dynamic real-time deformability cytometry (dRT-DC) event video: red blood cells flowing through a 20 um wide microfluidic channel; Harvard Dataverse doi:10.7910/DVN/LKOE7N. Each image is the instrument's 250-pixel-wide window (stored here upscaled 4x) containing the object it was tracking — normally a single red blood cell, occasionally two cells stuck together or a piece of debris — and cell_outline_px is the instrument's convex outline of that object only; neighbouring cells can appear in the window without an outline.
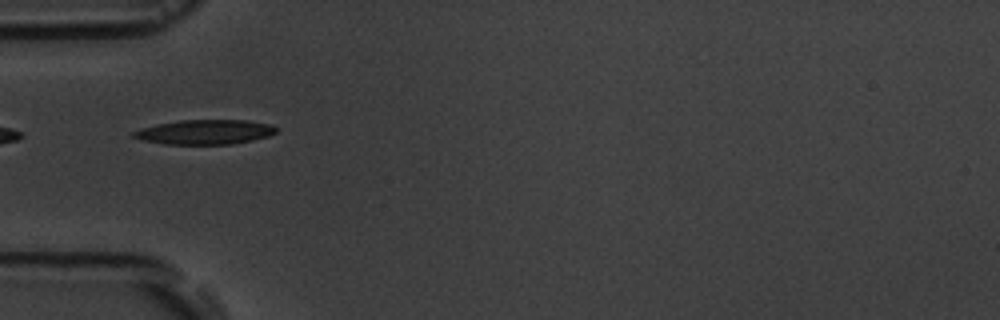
{"species": "common noctule bat (a hibernating species)", "species_latin": "Nyctalus noctula", "temperature_condition": "room temperature", "stored_images_in_passage": 14, "camera_frame_rate_fps": 3000, "um_per_image_px": 0.085, "animal": {"sex": "male", "body_mass_g": 19.5, "forearm_length_mm": 54.6}, "frame": {"image": 1, "passage_image": 3, "time_ms": 2.333, "image_size_px": [1000, 320], "cell_outline_px": [[276, 132], [268, 136], [252, 140], [232, 144], [164, 144], [144, 140], [132, 136], [132, 132], [156, 124], [180, 120], [244, 120], [272, 124], [276, 128]], "centroid_in_image_um": [17.44, 11.22], "position_along_channel_um": 67.6, "area_um2": 20.29}}
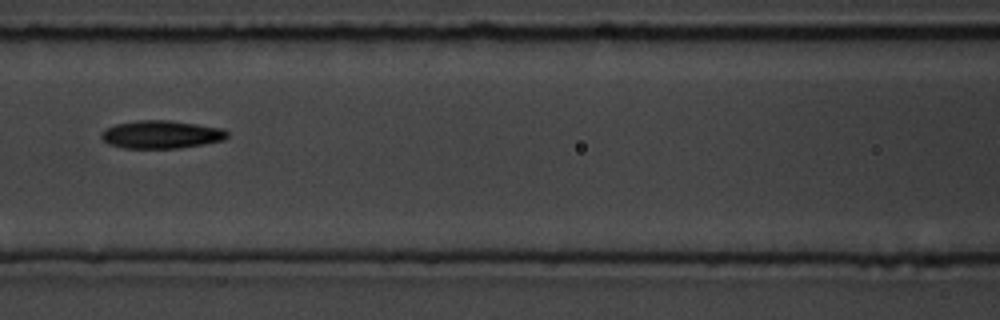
{"frame": {"image": 2, "passage_image": 5, "time_ms": 4.667, "image_size_px": [1000, 320], "cell_outline_px": [[228, 136], [224, 140], [204, 144], [180, 148], [124, 148], [108, 144], [100, 136], [108, 128], [116, 124], [140, 120], [168, 120], [224, 128], [228, 132]], "centroid_in_image_um": [13.75, 11.43], "position_along_channel_um": 152.8, "area_um2": 20.4}}
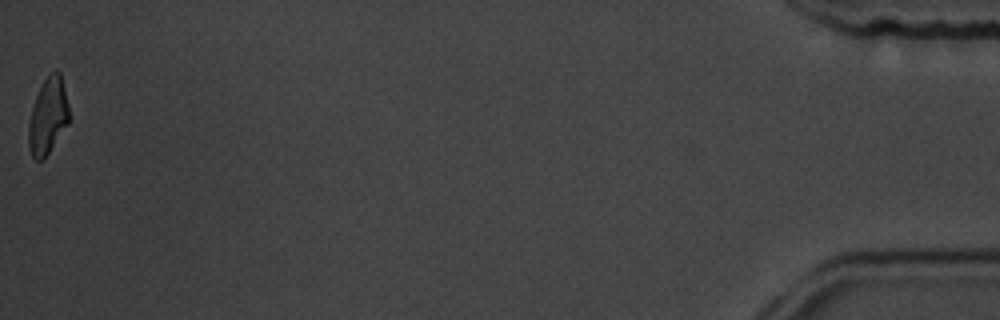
{"frame": {"image": 3, "passage_image": 14, "time_ms": 15.0, "image_size_px": [1000, 320], "cell_outline_px": [[68, 124], [44, 160], [36, 160], [32, 156], [28, 144], [28, 124], [32, 108], [40, 84], [48, 72], [56, 68], [60, 72], [68, 104]], "centroid_in_image_um": [4.06, 9.83], "position_along_channel_um": 431.1, "area_um2": 18.21}, "authors_computed_cell_mechanics": {"area_um2": 19.8254, "velocity_mm_per_s": 3.6606, "shape_relaxation_time_tau1_ms": 8.5055, "shape_relaxation_time_tau2_ms": 8.4558, "deformation_change_tau1": 0.2124, "deformation_change_tau2": 0.1599}}